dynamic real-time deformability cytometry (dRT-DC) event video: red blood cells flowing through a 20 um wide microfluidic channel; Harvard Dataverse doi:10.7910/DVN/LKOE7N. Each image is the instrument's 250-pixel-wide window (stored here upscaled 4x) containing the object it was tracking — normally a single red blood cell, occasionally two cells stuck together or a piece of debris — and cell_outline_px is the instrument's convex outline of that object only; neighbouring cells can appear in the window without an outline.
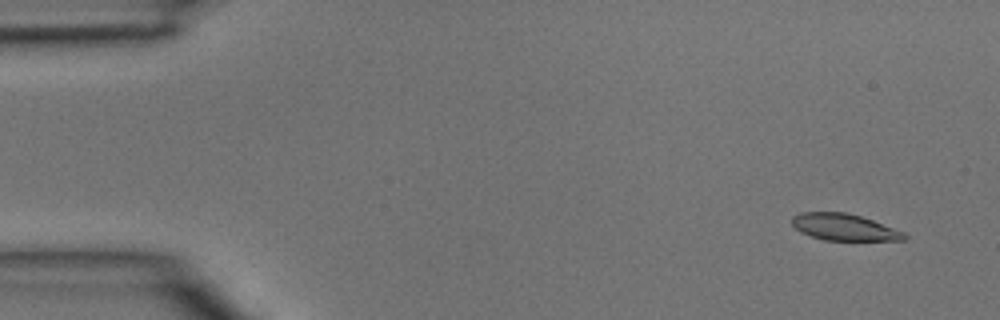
{"species": "common noctule bat (a hibernating species)", "species_latin": "Nyctalus noctula", "temperature_condition": "room temperature", "stored_images_in_passage": 45, "camera_frame_rate_fps": 3000, "um_per_image_px": 0.085, "animal": {"sex": "male", "body_mass_g": 15.6}, "frame": {"image": 1, "passage_image": 3, "time_ms": 0.667, "image_size_px": [1000, 320], "cell_outline_px": [[908, 240], [824, 240], [800, 232], [792, 224], [792, 216], [800, 212], [844, 212], [860, 216], [872, 220], [904, 232], [908, 236]], "centroid_in_image_um": [71.75, 19.31], "position_along_channel_um": 13.3, "area_um2": 17.34}}
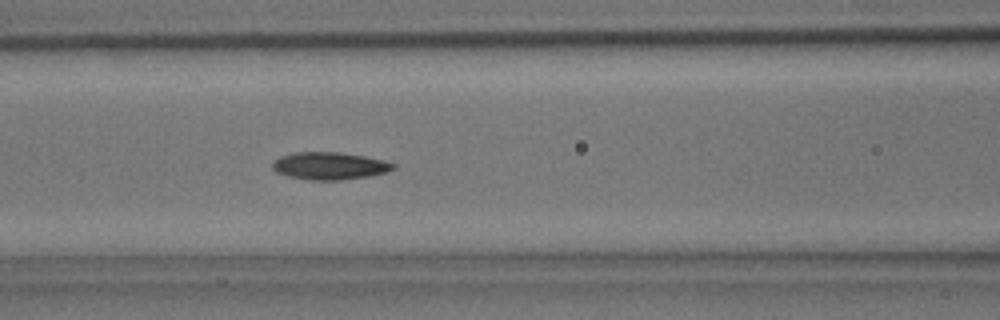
{"frame": {"image": 2, "passage_image": 19, "time_ms": 6.0, "image_size_px": [1000, 320], "cell_outline_px": [[396, 168], [388, 172], [368, 176], [340, 180], [308, 180], [288, 176], [276, 172], [272, 168], [272, 164], [280, 156], [296, 152], [340, 152], [364, 156], [384, 160], [396, 164]], "centroid_in_image_um": [28.04, 14.1], "position_along_channel_um": 138.6, "area_um2": 19.36}}
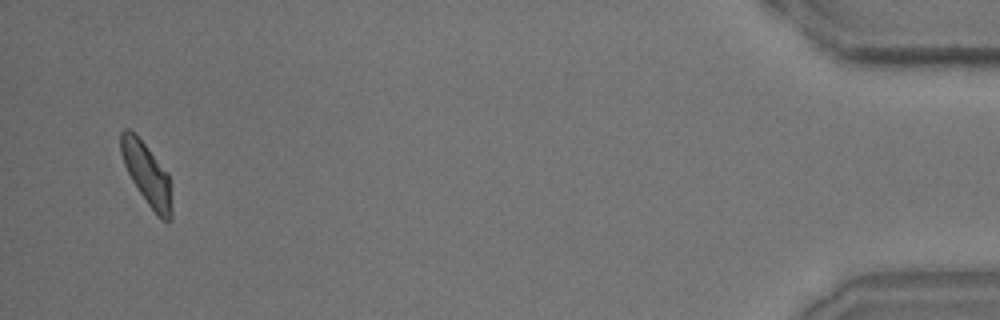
{"frame": {"image": 3, "passage_image": 44, "time_ms": 14.333, "image_size_px": [1000, 320], "cell_outline_px": [[172, 220], [164, 220], [156, 216], [132, 180], [124, 164], [120, 152], [120, 132], [124, 128], [128, 128], [144, 144], [168, 172], [172, 208]], "centroid_in_image_um": [12.48, 14.81], "position_along_channel_um": 422.7, "area_um2": 18.09}}